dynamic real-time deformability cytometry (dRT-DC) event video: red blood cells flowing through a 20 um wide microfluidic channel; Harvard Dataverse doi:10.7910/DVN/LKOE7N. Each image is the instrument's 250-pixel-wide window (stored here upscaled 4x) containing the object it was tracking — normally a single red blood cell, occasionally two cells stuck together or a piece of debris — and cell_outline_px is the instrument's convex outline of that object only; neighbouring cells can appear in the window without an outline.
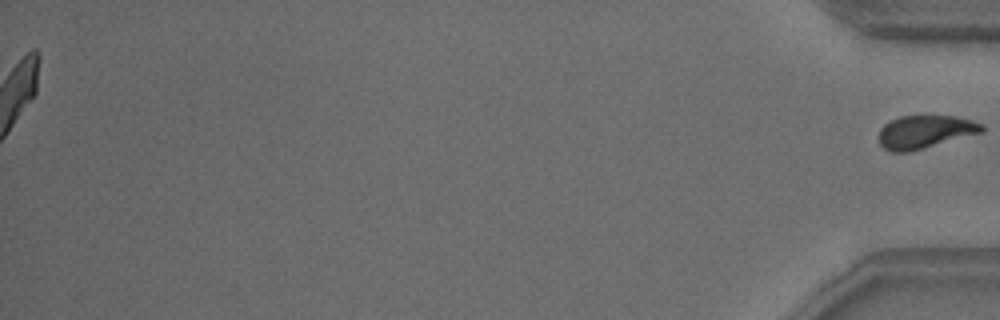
{"species": "common noctule bat (a hibernating species)", "species_latin": "Nyctalus noctula", "temperature_condition": "warm", "stored_images_in_passage": 54, "segment_of_instrument_passage": [2, 2], "camera_frame_rate_fps": 3000, "um_per_image_px": 0.085, "animal": {"sex": "male", "body_mass_g": 18.8}, "frame": {"image": 1, "passage_image": 54, "time_ms": 17.667, "image_size_px": [1000, 320], "cell_outline_px": [[984, 132], [908, 152], [892, 152], [884, 148], [880, 144], [880, 128], [888, 120], [900, 116], [956, 116], [984, 124]], "centroid_in_image_um": [78.63, 11.2], "position_along_channel_um": 356.6, "area_um2": 19.83}}